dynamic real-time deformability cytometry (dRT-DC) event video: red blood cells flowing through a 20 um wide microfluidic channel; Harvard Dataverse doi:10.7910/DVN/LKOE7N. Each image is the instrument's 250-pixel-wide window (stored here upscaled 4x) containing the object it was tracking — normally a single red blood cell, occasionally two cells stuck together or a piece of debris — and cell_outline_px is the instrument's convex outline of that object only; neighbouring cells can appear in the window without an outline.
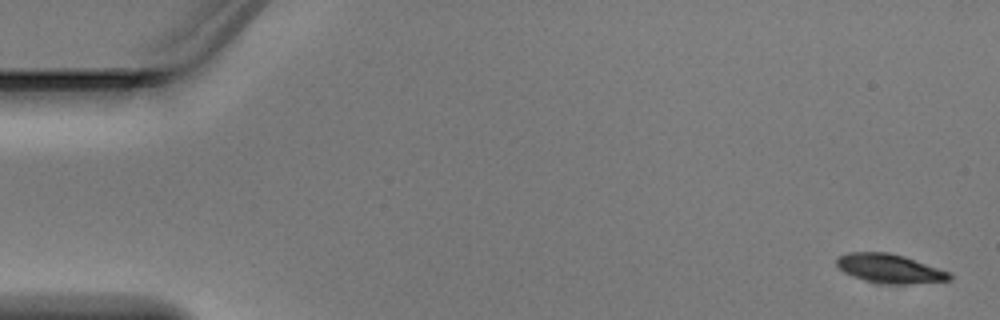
{"species": "Egyptian fruit bat (a non-hibernating species)", "species_latin": "Rousettus aegyptiacus", "temperature_condition": "warm", "stored_images_in_passage": 5, "camera_frame_rate_fps": 3000, "um_per_image_px": 0.085, "animal": {"sex": "male"}, "frame": {"image": 1, "passage_image": 1, "time_ms": 0.0, "image_size_px": [1000, 320], "cell_outline_px": [[952, 280], [908, 284], [880, 284], [864, 280], [852, 276], [844, 272], [836, 264], [836, 260], [840, 256], [848, 252], [888, 252], [904, 256], [952, 272]], "centroid_in_image_um": [75.66, 22.83], "position_along_channel_um": 9.3, "area_um2": 19.25}}
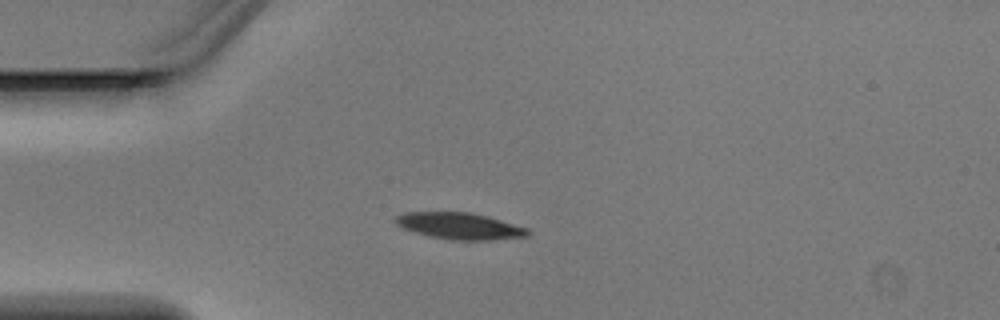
{"frame": {"image": 2, "passage_image": 3, "time_ms": 0.667, "image_size_px": [1000, 320], "cell_outline_px": [[532, 232], [528, 236], [492, 240], [452, 240], [428, 236], [404, 228], [396, 224], [392, 220], [400, 212], [472, 212], [488, 216], [528, 228]], "centroid_in_image_um": [39.07, 19.2], "position_along_channel_um": 45.9, "area_um2": 20.69}}
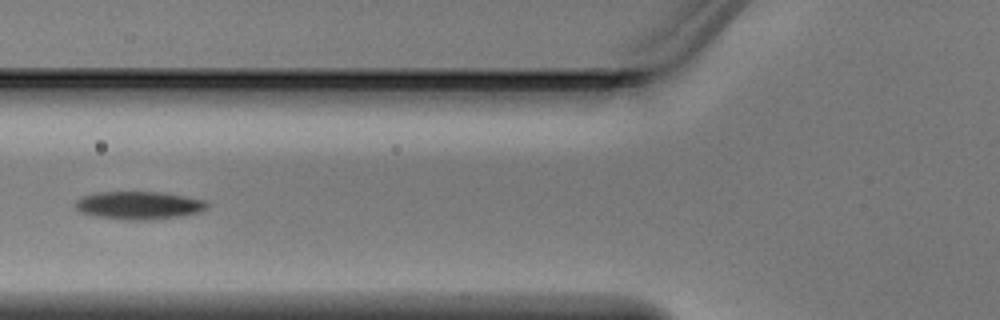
{"frame": {"image": 3, "passage_image": 5, "time_ms": 1.333, "image_size_px": [1000, 320], "cell_outline_px": [[208, 204], [204, 208], [196, 212], [180, 216], [144, 220], [128, 220], [96, 216], [80, 212], [76, 208], [76, 200], [84, 196], [100, 192], [164, 192], [204, 200]], "centroid_in_image_um": [11.77, 17.45], "position_along_channel_um": 114.0, "area_um2": 21.04}}